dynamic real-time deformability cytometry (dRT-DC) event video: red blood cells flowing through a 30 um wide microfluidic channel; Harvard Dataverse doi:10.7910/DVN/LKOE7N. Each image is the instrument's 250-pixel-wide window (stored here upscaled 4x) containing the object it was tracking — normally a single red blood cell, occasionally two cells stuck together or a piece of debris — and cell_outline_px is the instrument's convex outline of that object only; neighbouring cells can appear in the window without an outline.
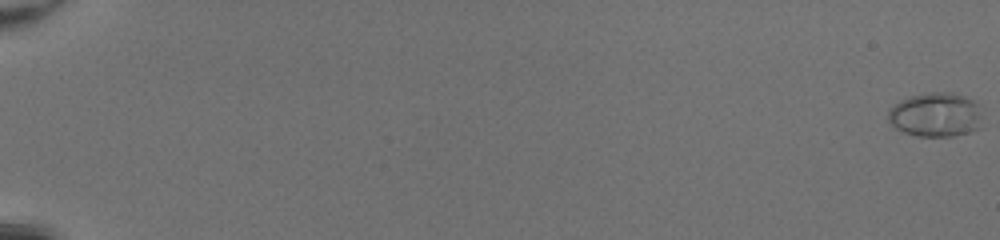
{"species": "common noctule bat (a hibernating species)", "species_latin": "Nyctalus noctula", "temperature_condition": "room temperature", "stored_images_in_passage": 52, "camera_frame_rate_fps": 3000, "um_per_image_px": 0.085, "animal": {"sex": "female", "body_mass_g": 20.0, "forearm_length_mm": 54.0}, "frame": {"image": 1, "passage_image": 1, "time_ms": 0.0, "image_size_px": [1000, 240], "cell_outline_px": [[984, 128], [956, 136], [916, 136], [904, 132], [896, 128], [888, 120], [888, 108], [900, 100], [908, 96], [932, 92], [952, 92], [976, 100], [980, 104]], "centroid_in_image_um": [79.6, 9.75], "position_along_channel_um": 5.4, "area_um2": 25.09}}
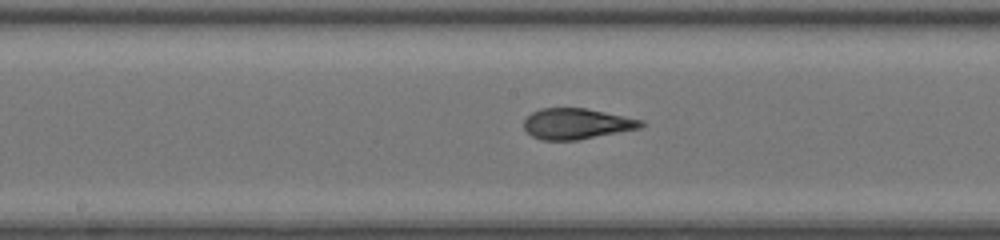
{"frame": {"image": 2, "passage_image": 31, "time_ms": 10.0, "image_size_px": [1000, 240], "cell_outline_px": [[648, 124], [640, 128], [576, 140], [540, 140], [532, 136], [524, 128], [524, 120], [532, 112], [540, 108], [584, 108], [644, 120]], "centroid_in_image_um": [49.02, 10.52], "position_along_channel_um": 199.2, "area_um2": 20.92}}
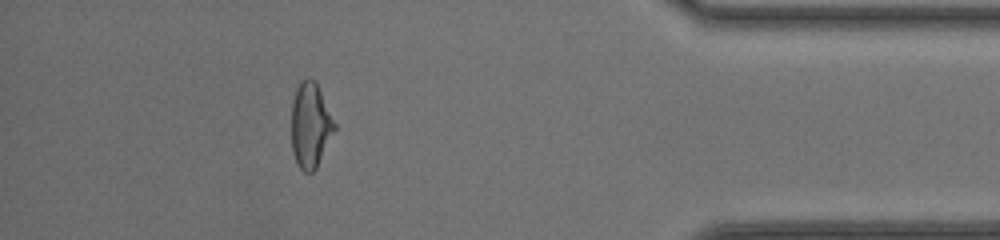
{"frame": {"image": 3, "passage_image": 48, "time_ms": 15.667, "image_size_px": [1000, 240], "cell_outline_px": [[336, 128], [316, 168], [312, 172], [304, 172], [296, 164], [292, 152], [292, 100], [296, 88], [300, 80], [316, 80], [336, 124]], "centroid_in_image_um": [26.38, 10.65], "position_along_channel_um": 408.8, "area_um2": 21.39}, "authors_computed_cell_mechanics": {"area_um2": 21.9929, "velocity_mm_per_s": 4.3035, "shape_relaxation_time_tau1_ms": 8.0272, "shape_relaxation_time_tau2_ms": 0.7022, "deformation_change_tau1": 0.2852, "deformation_change_tau2": 0.0675}}